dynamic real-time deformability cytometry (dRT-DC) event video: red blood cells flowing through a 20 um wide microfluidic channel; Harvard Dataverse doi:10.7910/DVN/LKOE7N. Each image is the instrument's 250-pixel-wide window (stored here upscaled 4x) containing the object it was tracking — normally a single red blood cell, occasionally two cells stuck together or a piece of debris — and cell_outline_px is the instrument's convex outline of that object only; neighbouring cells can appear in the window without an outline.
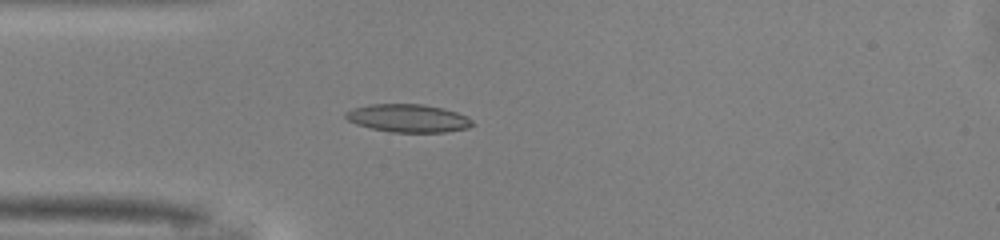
{"species": "common noctule bat (a hibernating species)", "species_latin": "Nyctalus noctula", "temperature_condition": "warm", "stored_images_in_passage": 49, "camera_frame_rate_fps": 3000, "um_per_image_px": 0.085, "animal": {"sex": "male", "body_mass_g": 13.0, "forearm_length_mm": 53.1}, "frame": {"image": 1, "passage_image": 13, "time_ms": 4.0, "image_size_px": [1000, 240], "cell_outline_px": [[476, 124], [468, 128], [444, 132], [392, 132], [372, 128], [356, 124], [348, 120], [344, 116], [344, 112], [352, 108], [368, 104], [424, 104], [444, 108], [468, 116]], "centroid_in_image_um": [34.7, 10.04], "position_along_channel_um": 50.3, "area_um2": 20.87}}
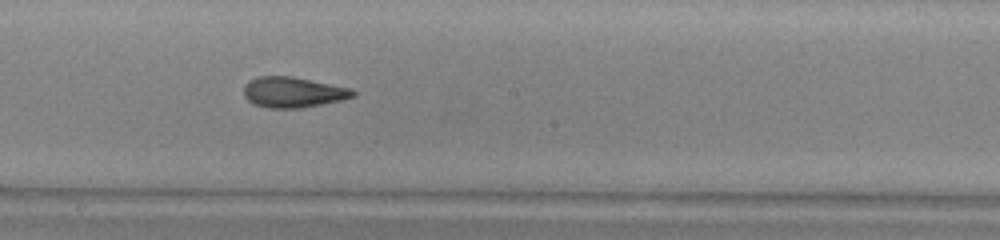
{"frame": {"image": 2, "passage_image": 26, "time_ms": 8.333, "image_size_px": [1000, 240], "cell_outline_px": [[356, 96], [344, 100], [300, 108], [268, 108], [252, 104], [244, 96], [244, 84], [248, 80], [256, 76], [292, 76], [352, 88], [356, 92]], "centroid_in_image_um": [24.91, 7.84], "position_along_channel_um": 223.3, "area_um2": 19.77}}
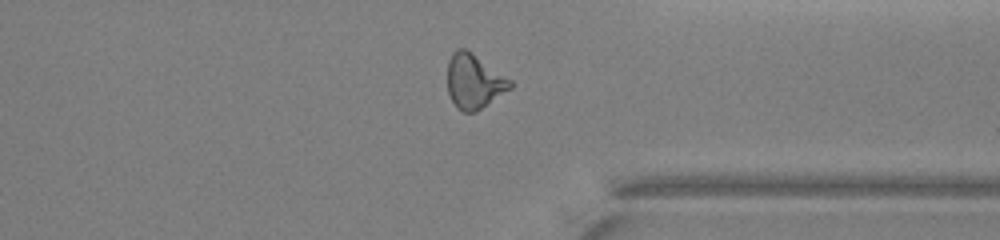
{"frame": {"image": 3, "passage_image": 37, "time_ms": 12.0, "image_size_px": [1000, 240], "cell_outline_px": [[512, 88], [476, 112], [464, 112], [456, 108], [448, 92], [448, 60], [452, 52], [456, 48], [464, 48], [472, 52], [512, 80]], "centroid_in_image_um": [40.29, 6.91], "position_along_channel_um": 371.1, "area_um2": 20.06}, "authors_computed_cell_mechanics": {"area_um2": 19.4786, "velocity_mm_per_s": 4.1629, "shape_relaxation_time_tau1_ms": 9.9253, "shape_relaxation_time_tau2_ms": 2.371, "deformation_change_tau1": 0.2756, "deformation_change_tau2": 0.0875}}